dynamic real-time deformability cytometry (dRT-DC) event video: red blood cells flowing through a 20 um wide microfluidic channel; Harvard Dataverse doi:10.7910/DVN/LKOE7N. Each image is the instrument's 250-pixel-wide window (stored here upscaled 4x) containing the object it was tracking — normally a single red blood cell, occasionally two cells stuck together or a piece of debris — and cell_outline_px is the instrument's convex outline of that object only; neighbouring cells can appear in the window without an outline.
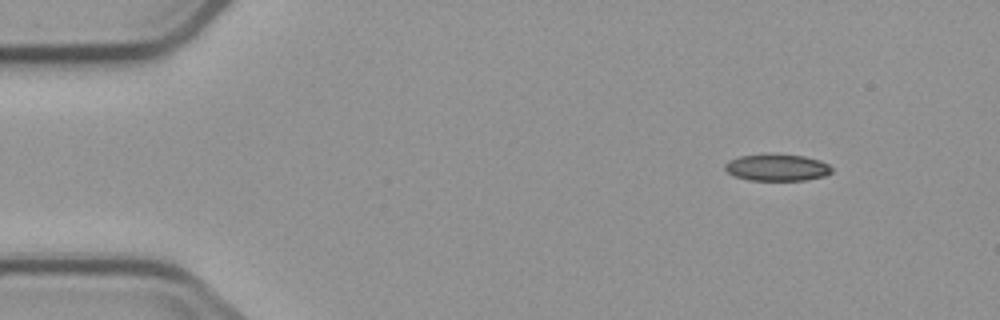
{"species": "common noctule bat (a hibernating species)", "species_latin": "Nyctalus noctula", "temperature_condition": "cold", "stored_images_in_passage": 8, "camera_frame_rate_fps": 3000, "um_per_image_px": 0.085, "animal": {"sex": "male", "body_mass_g": 23.1, "forearm_length_mm": 52.7}, "frame": {"image": 1, "passage_image": 1, "time_ms": 0.0, "image_size_px": [1000, 320], "cell_outline_px": [[832, 172], [824, 176], [804, 180], [748, 180], [736, 176], [728, 172], [724, 168], [724, 164], [728, 160], [740, 156], [764, 152], [768, 152], [804, 156], [820, 160], [828, 164], [832, 168]], "centroid_in_image_um": [66.02, 14.2], "position_along_channel_um": 19.0, "area_um2": 17.05}}
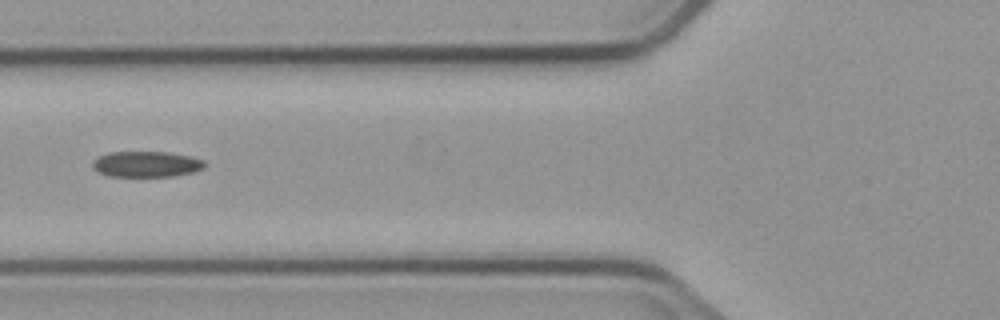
{"frame": {"image": 2, "passage_image": 5, "time_ms": 5.0, "image_size_px": [1000, 320], "cell_outline_px": [[208, 164], [204, 168], [192, 172], [172, 176], [108, 176], [92, 168], [92, 160], [108, 152], [168, 152], [188, 156], [204, 160]], "centroid_in_image_um": [12.44, 13.95], "position_along_channel_um": 113.4, "area_um2": 16.82}}
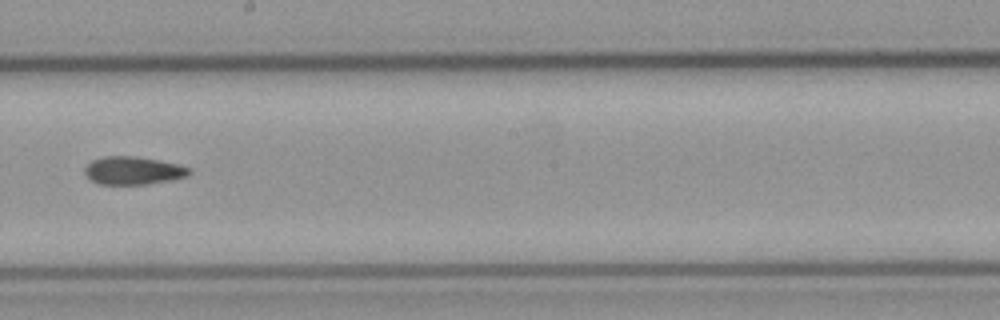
{"frame": {"image": 3, "passage_image": 8, "time_ms": 8.333, "image_size_px": [1000, 320], "cell_outline_px": [[192, 172], [188, 176], [172, 180], [148, 184], [100, 184], [92, 180], [84, 172], [84, 168], [92, 160], [104, 156], [136, 156], [180, 164], [192, 168]], "centroid_in_image_um": [11.38, 14.49], "position_along_channel_um": 236.8, "area_um2": 17.17}}